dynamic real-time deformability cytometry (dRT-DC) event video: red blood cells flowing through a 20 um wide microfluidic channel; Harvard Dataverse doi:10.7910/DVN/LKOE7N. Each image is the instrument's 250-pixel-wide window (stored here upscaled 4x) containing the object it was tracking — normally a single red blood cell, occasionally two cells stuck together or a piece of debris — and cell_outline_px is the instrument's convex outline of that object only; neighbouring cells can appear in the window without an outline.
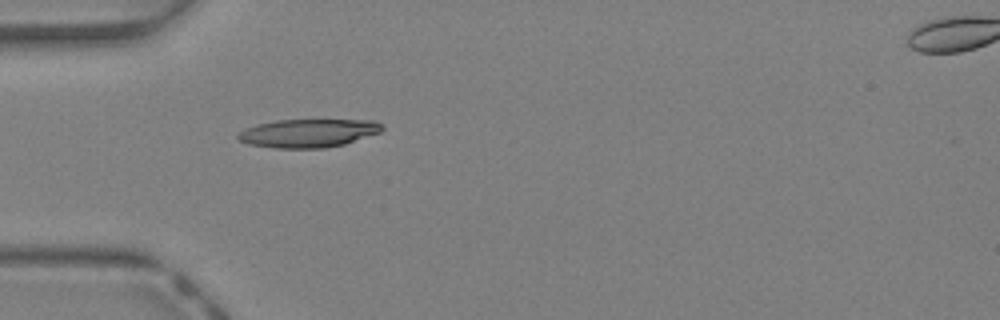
{"species": "Egyptian fruit bat (a non-hibernating species)", "species_latin": "Rousettus aegyptiacus", "temperature_condition": "warm", "stored_images_in_passage": 22, "camera_frame_rate_fps": 3000, "um_per_image_px": 0.085, "animal": {"sex": "female"}, "frame": {"image": 1, "passage_image": 1, "time_ms": 0.0, "image_size_px": [1000, 320], "cell_outline_px": [[384, 128], [380, 132], [344, 144], [324, 148], [276, 148], [248, 144], [240, 140], [236, 136], [244, 128], [256, 124], [276, 120], [372, 120], [380, 124]], "centroid_in_image_um": [26.17, 11.31], "position_along_channel_um": 58.8, "area_um2": 23.7}}
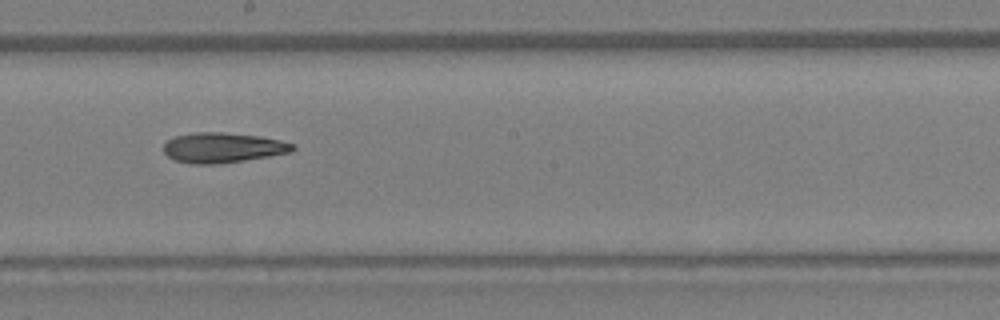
{"frame": {"image": 2, "passage_image": 12, "time_ms": 3.667, "image_size_px": [1000, 320], "cell_outline_px": [[296, 148], [292, 152], [244, 160], [216, 164], [192, 164], [172, 160], [164, 152], [164, 144], [168, 140], [176, 136], [196, 132], [220, 132], [260, 136], [280, 140], [296, 144]], "centroid_in_image_um": [18.95, 12.55], "position_along_channel_um": 229.3, "area_um2": 22.66}}
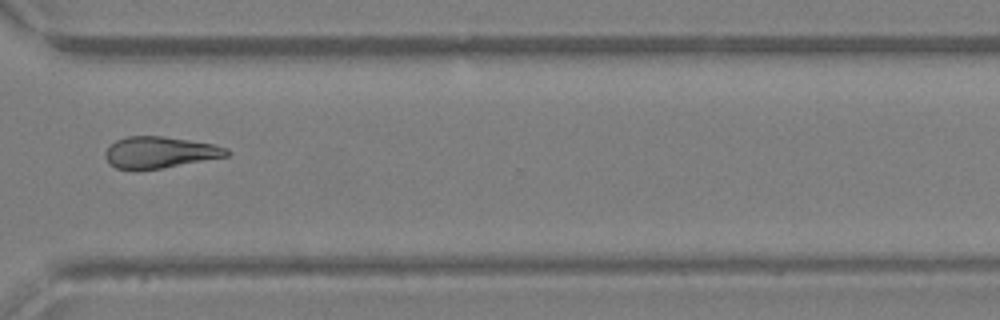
{"frame": {"image": 3, "passage_image": 20, "time_ms": 6.333, "image_size_px": [1000, 320], "cell_outline_px": [[232, 152], [228, 156], [160, 168], [136, 172], [132, 172], [116, 168], [108, 164], [104, 156], [104, 152], [116, 140], [124, 136], [164, 136], [212, 144], [228, 148]], "centroid_in_image_um": [13.52, 12.97], "position_along_channel_um": 357.1, "area_um2": 22.66}}